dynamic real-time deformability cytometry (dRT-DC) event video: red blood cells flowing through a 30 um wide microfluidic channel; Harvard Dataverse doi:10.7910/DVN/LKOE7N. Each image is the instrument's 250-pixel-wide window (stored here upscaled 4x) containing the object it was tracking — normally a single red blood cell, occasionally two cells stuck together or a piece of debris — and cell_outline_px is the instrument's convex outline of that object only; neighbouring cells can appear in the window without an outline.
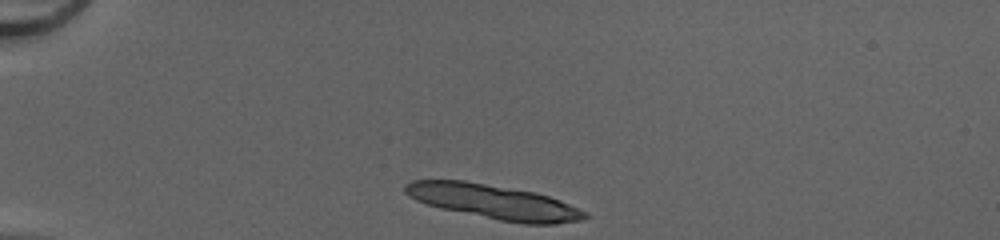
{"species": "common noctule bat (a hibernating species)", "species_latin": "Nyctalus noctula", "temperature_condition": "cold", "stored_images_in_passage": 19, "camera_frame_rate_fps": 3000, "um_per_image_px": 0.085, "animal": {"sex": "female", "body_mass_g": 20.0, "forearm_length_mm": 54.0}, "frame": {"image": 1, "passage_image": 1, "time_ms": 0.0, "image_size_px": [1000, 240], "cell_outline_px": [[588, 216], [580, 220], [556, 224], [524, 224], [500, 220], [440, 208], [416, 200], [408, 196], [404, 192], [404, 184], [412, 180], [464, 180], [536, 192], [560, 200], [588, 212]], "centroid_in_image_um": [41.97, 17.15], "position_along_channel_um": 43.0, "area_um2": 36.01}}